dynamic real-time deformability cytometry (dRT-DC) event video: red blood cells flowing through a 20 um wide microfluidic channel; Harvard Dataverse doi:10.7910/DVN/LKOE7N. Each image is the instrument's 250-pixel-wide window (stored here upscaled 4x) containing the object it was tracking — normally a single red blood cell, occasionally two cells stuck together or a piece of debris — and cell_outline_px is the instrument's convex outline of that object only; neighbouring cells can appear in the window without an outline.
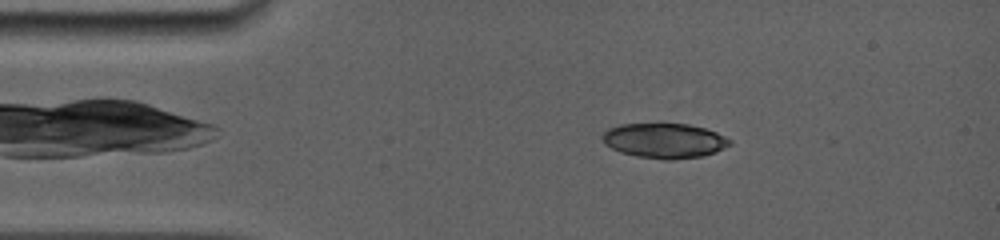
{"species": "common noctule bat (a hibernating species)", "species_latin": "Nyctalus noctula", "temperature_condition": "room temperature", "stored_images_in_passage": 23, "camera_frame_rate_fps": 5000, "um_per_image_px": 0.085, "animal": {"sex": "female", "body_mass_g": 19.0, "forearm_length_mm": 56.7}, "frame": {"image": 1, "passage_image": 15, "time_ms": 2.6, "image_size_px": [1000, 240], "cell_outline_px": [[732, 144], [716, 152], [704, 156], [672, 160], [664, 160], [636, 156], [620, 152], [604, 144], [604, 132], [608, 128], [620, 124], [656, 120], [660, 120], [688, 124], [704, 128], [716, 132], [732, 140]], "centroid_in_image_um": [56.47, 11.91], "position_along_channel_um": 28.5, "area_um2": 26.99}}